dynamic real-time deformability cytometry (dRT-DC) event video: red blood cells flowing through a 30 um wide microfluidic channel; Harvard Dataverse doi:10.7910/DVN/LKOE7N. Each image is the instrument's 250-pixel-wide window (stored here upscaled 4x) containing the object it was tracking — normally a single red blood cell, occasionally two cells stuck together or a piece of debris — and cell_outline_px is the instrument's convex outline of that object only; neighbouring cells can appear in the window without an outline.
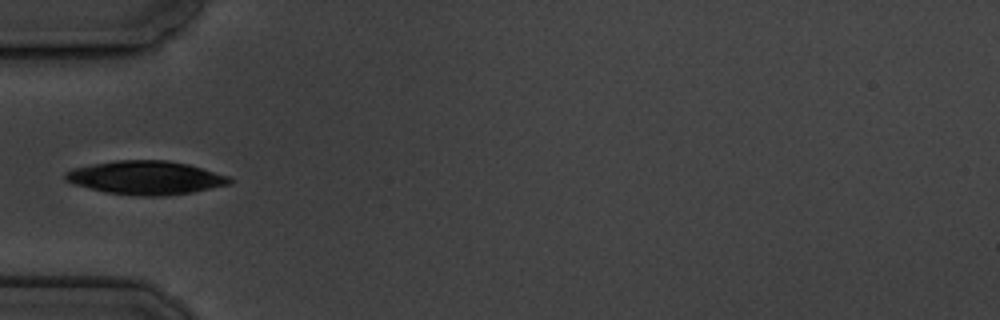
{"species": "common noctule bat (a hibernating species)", "species_latin": "Nyctalus noctula", "temperature_condition": "cold", "stored_images_in_passage": 15, "camera_frame_rate_fps": 3000, "um_per_image_px": 0.085, "animal": {"sex": "male", "body_mass_g": 19.5, "forearm_length_mm": 54.6}, "frame": {"image": 1, "passage_image": 5, "time_ms": 5.667, "image_size_px": [1000, 320], "cell_outline_px": [[232, 180], [228, 184], [192, 192], [168, 196], [140, 196], [108, 192], [72, 184], [64, 180], [64, 172], [72, 168], [92, 164], [116, 160], [168, 160], [188, 164], [228, 176]], "centroid_in_image_um": [12.34, 15.1], "position_along_channel_um": 72.7, "area_um2": 32.02}}
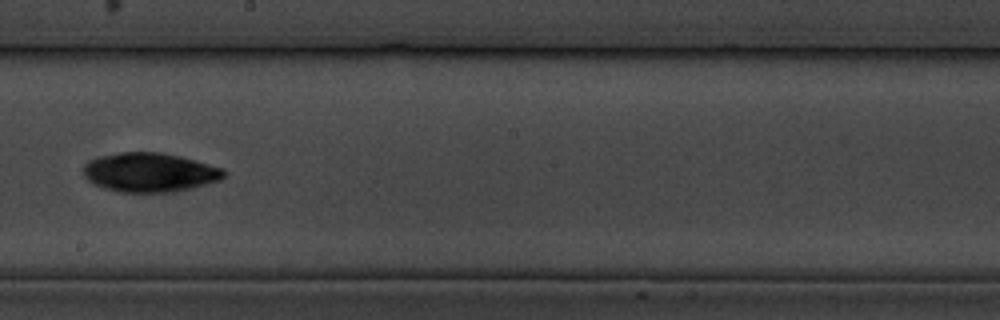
{"frame": {"image": 2, "passage_image": 9, "time_ms": 10.333, "image_size_px": [1000, 320], "cell_outline_px": [[228, 172], [220, 180], [192, 188], [172, 192], [120, 192], [104, 188], [92, 184], [84, 176], [84, 164], [88, 160], [100, 156], [120, 152], [160, 152], [180, 156], [224, 168]], "centroid_in_image_um": [12.73, 14.65], "position_along_channel_um": 235.5, "area_um2": 32.25}}
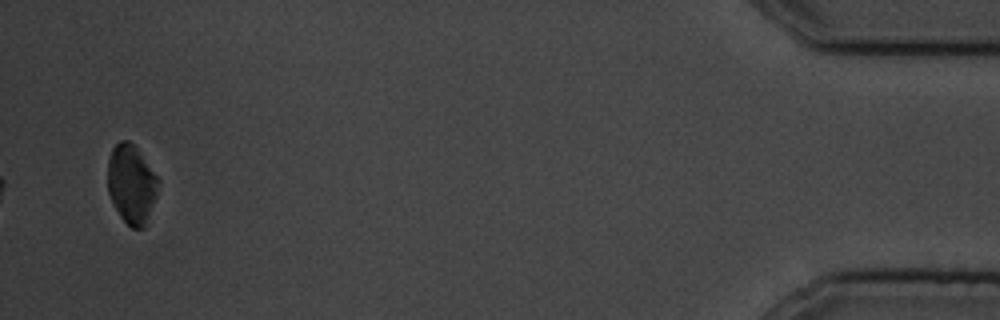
{"frame": {"image": 3, "passage_image": 15, "time_ms": 18.0, "image_size_px": [1000, 320], "cell_outline_px": [[160, 180], [156, 196], [144, 228], [132, 228], [120, 216], [112, 204], [108, 192], [108, 160], [112, 148], [120, 140], [128, 140], [136, 148]], "centroid_in_image_um": [11.16, 15.66], "position_along_channel_um": 424.0, "area_um2": 23.06}}